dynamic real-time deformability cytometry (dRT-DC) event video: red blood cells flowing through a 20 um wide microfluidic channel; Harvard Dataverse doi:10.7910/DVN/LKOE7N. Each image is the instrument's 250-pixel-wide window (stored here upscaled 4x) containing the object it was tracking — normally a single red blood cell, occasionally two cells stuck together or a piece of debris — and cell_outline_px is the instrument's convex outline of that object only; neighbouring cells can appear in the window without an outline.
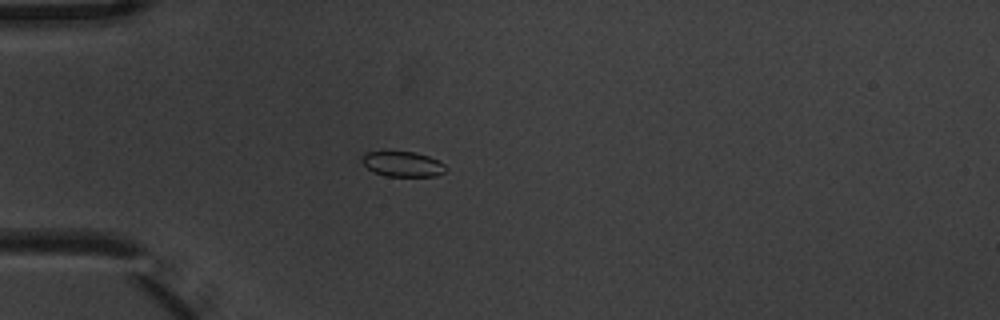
{"species": "common noctule bat (a hibernating species)", "species_latin": "Nyctalus noctula", "temperature_condition": "warm", "stored_images_in_passage": 5, "camera_frame_rate_fps": 3000, "um_per_image_px": 0.085, "animal": {"sex": "male", "body_mass_g": 20.1, "forearm_length_mm": 53.5}, "frame": {"image": 1, "passage_image": 4, "time_ms": 1.0, "image_size_px": [1000, 320], "cell_outline_px": [[448, 168], [444, 172], [436, 176], [388, 176], [372, 172], [360, 160], [360, 156], [364, 152], [384, 148], [416, 152], [428, 156], [444, 164]], "centroid_in_image_um": [34.13, 13.88], "position_along_channel_um": 50.9, "area_um2": 13.06}}